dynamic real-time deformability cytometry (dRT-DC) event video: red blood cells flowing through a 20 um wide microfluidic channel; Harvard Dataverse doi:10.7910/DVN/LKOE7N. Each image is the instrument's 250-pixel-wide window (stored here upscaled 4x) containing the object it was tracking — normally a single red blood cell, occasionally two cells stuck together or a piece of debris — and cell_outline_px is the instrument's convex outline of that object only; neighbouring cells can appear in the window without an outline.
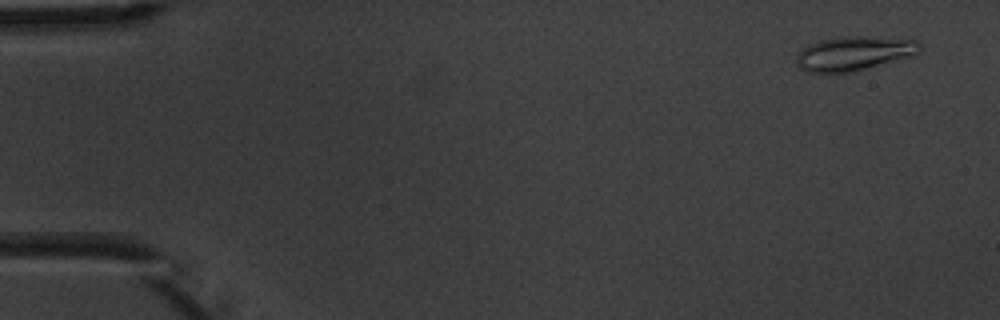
{"species": "common noctule bat (a hibernating species)", "species_latin": "Nyctalus noctula", "temperature_condition": "warm", "stored_images_in_passage": 8, "camera_frame_rate_fps": 3000, "um_per_image_px": 0.085, "animal": {"sex": "male", "body_mass_g": 20.1, "forearm_length_mm": 53.5}, "frame": {"image": 1, "passage_image": 1, "time_ms": 0.0, "image_size_px": [1000, 320], "cell_outline_px": [[920, 52], [916, 56], [852, 72], [808, 72], [800, 68], [796, 64], [796, 56], [808, 44], [820, 40], [840, 36], [908, 36], [920, 40]], "centroid_in_image_um": [72.73, 4.5], "position_along_channel_um": 12.3, "area_um2": 25.55}}
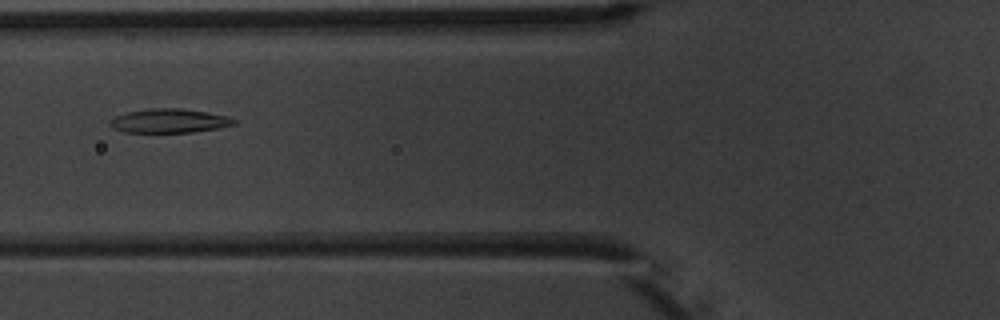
{"frame": {"image": 2, "passage_image": 6, "time_ms": 6.0, "image_size_px": [1000, 320], "cell_outline_px": [[236, 124], [220, 128], [192, 132], [124, 132], [112, 128], [108, 124], [108, 120], [116, 116], [128, 112], [152, 108], [180, 108], [208, 112], [228, 116], [236, 120]], "centroid_in_image_um": [14.39, 10.27], "position_along_channel_um": 111.4, "area_um2": 17.46}}
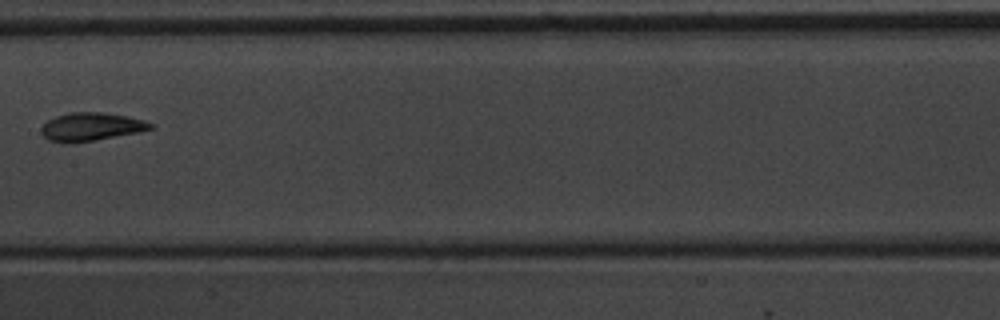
{"frame": {"image": 3, "passage_image": 8, "time_ms": 8.333, "image_size_px": [1000, 320], "cell_outline_px": [[156, 124], [152, 128], [140, 132], [92, 140], [64, 144], [48, 140], [40, 132], [40, 128], [48, 120], [56, 116], [68, 112], [104, 112], [128, 116], [144, 120]], "centroid_in_image_um": [7.74, 10.77], "position_along_channel_um": 199.7, "area_um2": 18.09}}